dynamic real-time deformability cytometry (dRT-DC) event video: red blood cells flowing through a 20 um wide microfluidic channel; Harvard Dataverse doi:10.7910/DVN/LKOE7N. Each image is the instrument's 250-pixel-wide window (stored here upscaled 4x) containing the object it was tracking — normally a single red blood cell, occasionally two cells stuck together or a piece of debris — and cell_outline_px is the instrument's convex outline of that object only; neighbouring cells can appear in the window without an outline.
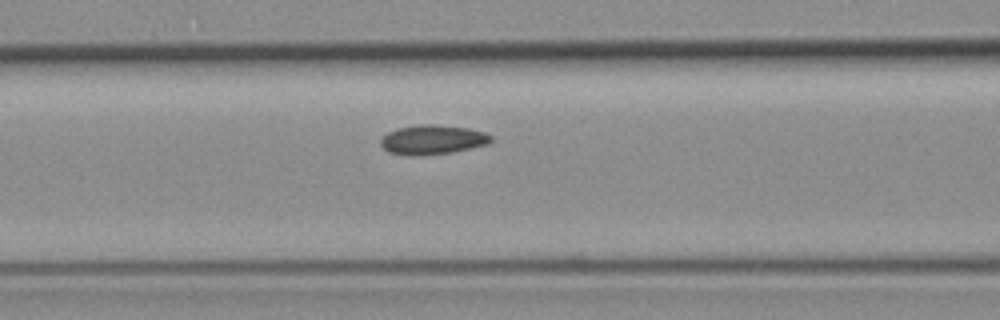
{"species": "common noctule bat (a hibernating species)", "species_latin": "Nyctalus noctula", "temperature_condition": "room temperature", "stored_images_in_passage": 3, "camera_frame_rate_fps": 3000, "um_per_image_px": 0.085, "animal": {"sex": "female", "body_mass_g": 19.3, "forearm_length_mm": 54.1}, "frame": {"image": 1, "passage_image": 3, "time_ms": 3.0, "image_size_px": [1000, 320], "cell_outline_px": [[492, 140], [488, 144], [452, 152], [388, 152], [380, 144], [380, 140], [388, 132], [396, 128], [420, 124], [432, 124], [468, 128], [484, 132], [492, 136]], "centroid_in_image_um": [36.82, 11.81], "position_along_channel_um": 129.8, "area_um2": 17.92}}